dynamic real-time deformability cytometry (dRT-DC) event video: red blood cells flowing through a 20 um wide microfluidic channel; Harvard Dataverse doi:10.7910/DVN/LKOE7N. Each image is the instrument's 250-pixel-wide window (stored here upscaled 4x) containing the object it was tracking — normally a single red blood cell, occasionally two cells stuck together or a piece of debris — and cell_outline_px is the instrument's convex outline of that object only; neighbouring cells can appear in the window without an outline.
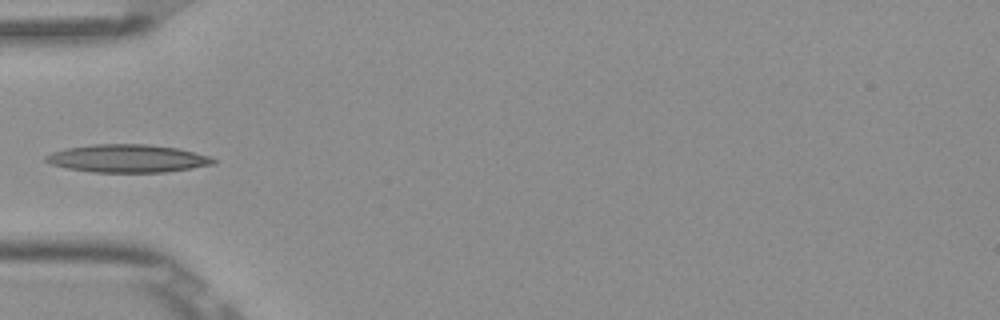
{"species": "Egyptian fruit bat (a non-hibernating species)", "species_latin": "Rousettus aegyptiacus", "temperature_condition": "room temperature", "stored_images_in_passage": 5, "camera_frame_rate_fps": 3000, "um_per_image_px": 0.085, "frame": {"image": 1, "passage_image": 5, "time_ms": 1.333, "image_size_px": [1000, 320], "cell_outline_px": [[216, 164], [192, 168], [164, 172], [92, 172], [68, 168], [52, 164], [44, 160], [44, 156], [52, 152], [64, 148], [92, 144], [148, 144], [176, 148], [212, 156], [216, 160]], "centroid_in_image_um": [10.85, 13.46], "position_along_channel_um": 74.1, "area_um2": 27.34}}